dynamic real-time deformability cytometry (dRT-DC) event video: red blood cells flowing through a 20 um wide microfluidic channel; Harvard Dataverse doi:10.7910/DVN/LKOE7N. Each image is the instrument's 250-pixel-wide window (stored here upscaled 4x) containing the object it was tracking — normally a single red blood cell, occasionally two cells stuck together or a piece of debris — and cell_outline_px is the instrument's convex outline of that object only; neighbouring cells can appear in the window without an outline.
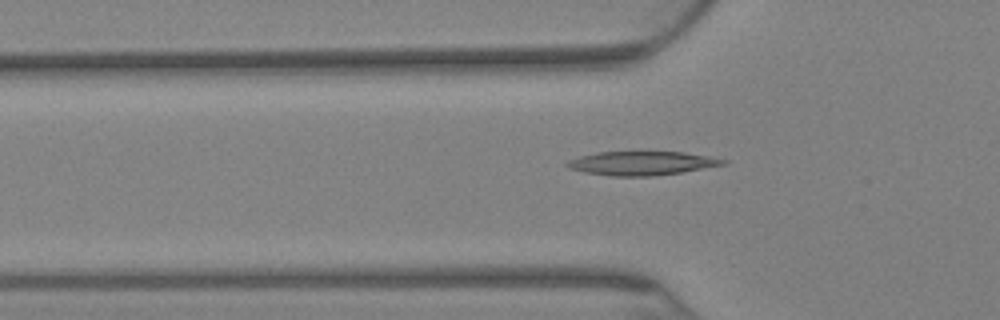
{"species": "Egyptian fruit bat (a non-hibernating species)", "species_latin": "Rousettus aegyptiacus", "temperature_condition": "warm", "stored_images_in_passage": 55, "camera_frame_rate_fps": 3000, "um_per_image_px": 0.085, "animal": {"sex": "female"}, "frame": {"image": 1, "passage_image": 5, "time_ms": 1.333, "image_size_px": [1000, 320], "cell_outline_px": [[728, 164], [680, 172], [652, 176], [612, 176], [584, 172], [572, 168], [564, 164], [568, 160], [580, 156], [596, 152], [640, 148], [684, 152], [708, 156], [728, 160]], "centroid_in_image_um": [54.56, 13.81], "position_along_channel_um": 71.2, "area_um2": 22.77}}
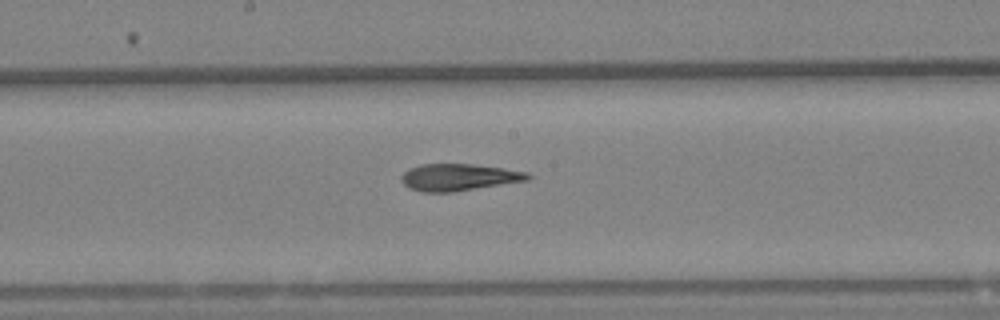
{"frame": {"image": 2, "passage_image": 20, "time_ms": 6.333, "image_size_px": [1000, 320], "cell_outline_px": [[532, 176], [528, 180], [452, 192], [420, 192], [408, 188], [400, 180], [400, 176], [404, 172], [420, 164], [472, 164], [504, 168], [528, 172]], "centroid_in_image_um": [38.97, 15.07], "position_along_channel_um": 209.2, "area_um2": 19.83}}
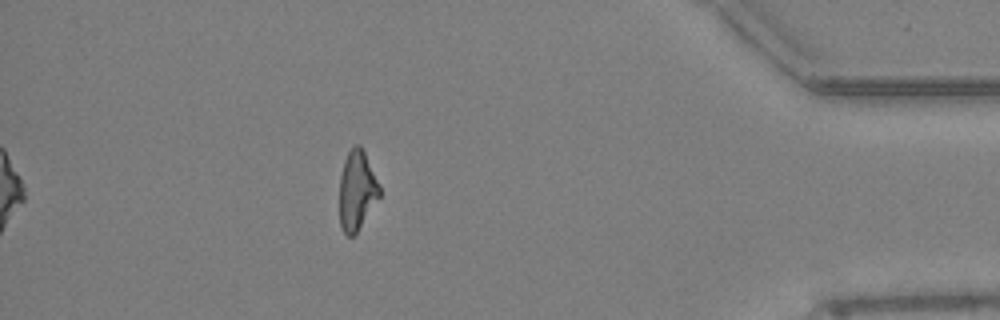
{"frame": {"image": 3, "passage_image": 46, "time_ms": 15.0, "image_size_px": [1000, 320], "cell_outline_px": [[380, 196], [356, 232], [352, 236], [348, 236], [344, 232], [340, 224], [340, 176], [344, 160], [348, 152], [356, 144], [360, 144], [380, 184]], "centroid_in_image_um": [30.34, 16.16], "position_along_channel_um": 404.9, "area_um2": 18.26}, "authors_computed_cell_mechanics": {"area_um2": 19.7676, "velocity_mm_per_s": 2.7588, "shape_relaxation_time_tau1_ms": null, "shape_relaxation_time_tau2_ms": 5.9646, "deformation_change_tau1": null, "deformation_change_tau2": 0.1612}}